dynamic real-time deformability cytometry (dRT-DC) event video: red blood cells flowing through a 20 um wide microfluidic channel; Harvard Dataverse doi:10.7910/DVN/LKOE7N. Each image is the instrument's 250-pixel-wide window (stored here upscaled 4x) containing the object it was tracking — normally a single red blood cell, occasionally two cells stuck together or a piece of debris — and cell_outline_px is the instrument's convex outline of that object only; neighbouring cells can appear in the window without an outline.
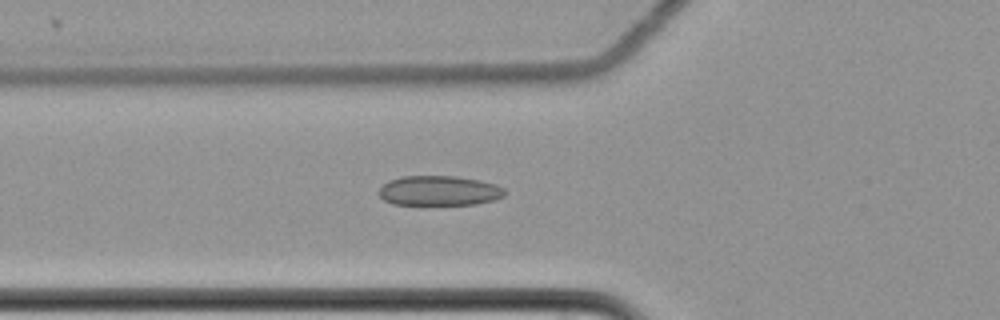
{"species": "common noctule bat (a hibernating species)", "species_latin": "Nyctalus noctula", "temperature_condition": "cold", "stored_images_in_passage": 4, "camera_frame_rate_fps": 3000, "um_per_image_px": 0.085, "animal": {"sex": "female", "body_mass_g": 22.7, "forearm_length_mm": 54.2}, "frame": {"image": 1, "passage_image": 4, "time_ms": 1.0, "image_size_px": [1000, 320], "cell_outline_px": [[508, 192], [504, 196], [492, 200], [476, 204], [392, 204], [384, 200], [380, 196], [380, 188], [388, 180], [400, 176], [456, 176], [480, 180], [496, 184], [504, 188]], "centroid_in_image_um": [37.35, 16.2], "position_along_channel_um": 88.4, "area_um2": 21.91}}